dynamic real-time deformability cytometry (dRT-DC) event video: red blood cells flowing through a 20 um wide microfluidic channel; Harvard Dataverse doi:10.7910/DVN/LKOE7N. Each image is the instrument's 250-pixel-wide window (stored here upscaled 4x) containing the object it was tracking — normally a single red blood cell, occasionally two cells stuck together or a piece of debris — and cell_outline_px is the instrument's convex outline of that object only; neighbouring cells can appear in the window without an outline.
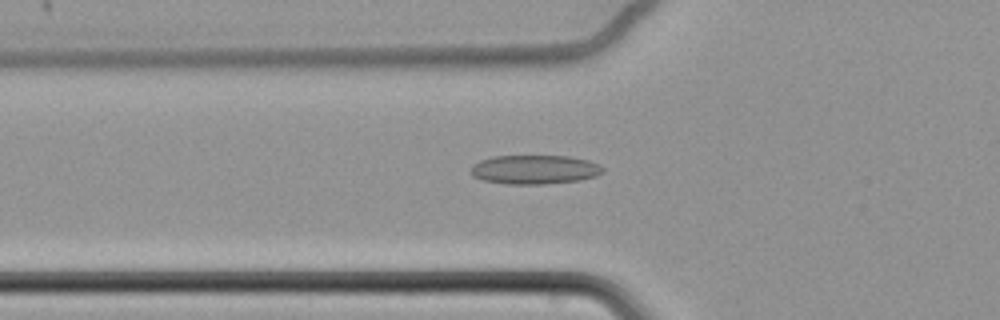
{"species": "common noctule bat (a hibernating species)", "species_latin": "Nyctalus noctula", "temperature_condition": "cold", "stored_images_in_passage": 52, "camera_frame_rate_fps": 3000, "um_per_image_px": 0.085, "animal": {"sex": "female", "body_mass_g": 22.7, "forearm_length_mm": 54.2}, "frame": {"image": 1, "passage_image": 13, "time_ms": 4.0, "image_size_px": [1000, 320], "cell_outline_px": [[604, 172], [596, 176], [580, 180], [544, 184], [508, 184], [484, 180], [472, 176], [472, 164], [480, 160], [492, 156], [568, 156], [588, 160], [600, 164], [604, 168]], "centroid_in_image_um": [45.47, 14.41], "position_along_channel_um": 80.3, "area_um2": 22.43}}
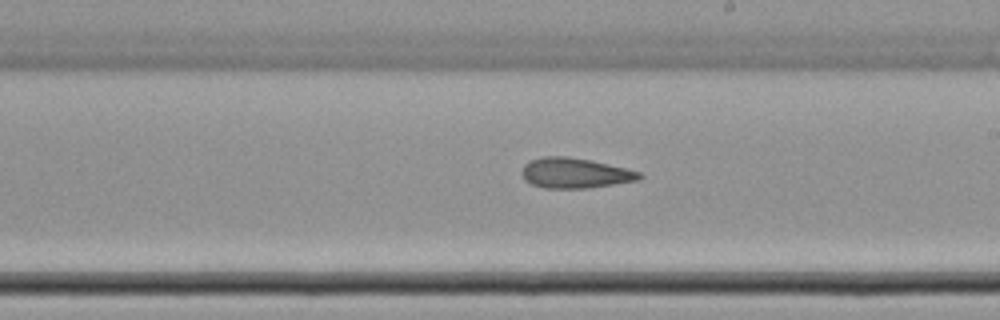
{"frame": {"image": 2, "passage_image": 27, "time_ms": 8.667, "image_size_px": [1000, 320], "cell_outline_px": [[644, 176], [640, 180], [588, 188], [544, 188], [532, 184], [524, 180], [520, 172], [524, 164], [528, 160], [544, 156], [568, 156], [592, 160], [628, 168], [640, 172]], "centroid_in_image_um": [48.87, 14.7], "position_along_channel_um": 240.1, "area_um2": 21.1}}
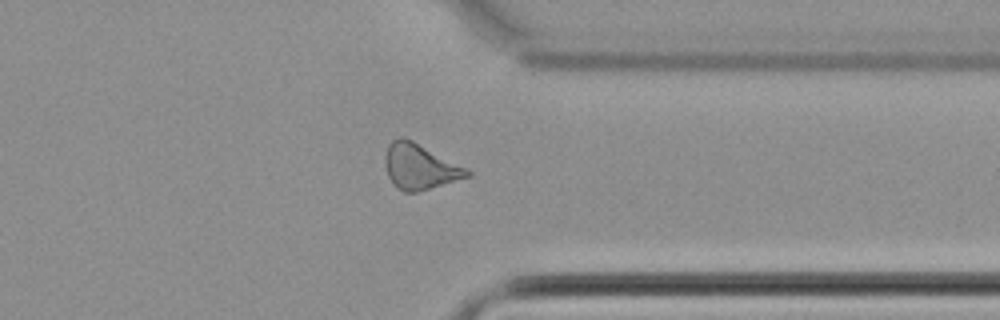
{"frame": {"image": 3, "passage_image": 39, "time_ms": 12.667, "image_size_px": [1000, 320], "cell_outline_px": [[472, 176], [416, 192], [404, 192], [396, 188], [392, 184], [388, 176], [384, 164], [384, 156], [388, 144], [392, 140], [400, 136], [404, 136], [412, 140], [472, 172]], "centroid_in_image_um": [35.62, 14.17], "position_along_channel_um": 375.8, "area_um2": 21.62}, "authors_computed_cell_mechanics": {"area_um2": 21.3571, "velocity_mm_per_s": 3.4301, "shape_relaxation_time_tau1_ms": null, "shape_relaxation_time_tau2_ms": 10.9457, "deformation_change_tau1": null, "deformation_change_tau2": 0.2138}}